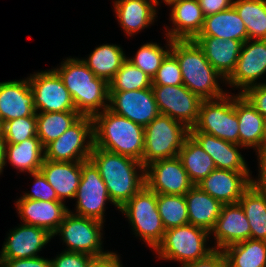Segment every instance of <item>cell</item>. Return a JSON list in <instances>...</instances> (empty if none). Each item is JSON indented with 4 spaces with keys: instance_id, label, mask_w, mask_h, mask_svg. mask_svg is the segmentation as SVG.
Here are the masks:
<instances>
[{
    "instance_id": "35",
    "label": "cell",
    "mask_w": 266,
    "mask_h": 267,
    "mask_svg": "<svg viewBox=\"0 0 266 267\" xmlns=\"http://www.w3.org/2000/svg\"><path fill=\"white\" fill-rule=\"evenodd\" d=\"M81 117L77 111L36 112L37 137L45 147L51 141L58 139Z\"/></svg>"
},
{
    "instance_id": "21",
    "label": "cell",
    "mask_w": 266,
    "mask_h": 267,
    "mask_svg": "<svg viewBox=\"0 0 266 267\" xmlns=\"http://www.w3.org/2000/svg\"><path fill=\"white\" fill-rule=\"evenodd\" d=\"M166 5L171 7L169 18L173 25L165 27V35L171 40H194L205 18L198 0H172Z\"/></svg>"
},
{
    "instance_id": "24",
    "label": "cell",
    "mask_w": 266,
    "mask_h": 267,
    "mask_svg": "<svg viewBox=\"0 0 266 267\" xmlns=\"http://www.w3.org/2000/svg\"><path fill=\"white\" fill-rule=\"evenodd\" d=\"M189 134L202 149L213 159L217 169L236 172H251L240 150L243 146L230 143L216 136L198 130H189Z\"/></svg>"
},
{
    "instance_id": "36",
    "label": "cell",
    "mask_w": 266,
    "mask_h": 267,
    "mask_svg": "<svg viewBox=\"0 0 266 267\" xmlns=\"http://www.w3.org/2000/svg\"><path fill=\"white\" fill-rule=\"evenodd\" d=\"M233 7L245 23L248 39L266 40V0H233Z\"/></svg>"
},
{
    "instance_id": "23",
    "label": "cell",
    "mask_w": 266,
    "mask_h": 267,
    "mask_svg": "<svg viewBox=\"0 0 266 267\" xmlns=\"http://www.w3.org/2000/svg\"><path fill=\"white\" fill-rule=\"evenodd\" d=\"M235 110L239 122V145L262 151L266 142V120L242 94L235 95Z\"/></svg>"
},
{
    "instance_id": "54",
    "label": "cell",
    "mask_w": 266,
    "mask_h": 267,
    "mask_svg": "<svg viewBox=\"0 0 266 267\" xmlns=\"http://www.w3.org/2000/svg\"><path fill=\"white\" fill-rule=\"evenodd\" d=\"M264 151H266V142H265V145H264V148H263Z\"/></svg>"
},
{
    "instance_id": "28",
    "label": "cell",
    "mask_w": 266,
    "mask_h": 267,
    "mask_svg": "<svg viewBox=\"0 0 266 267\" xmlns=\"http://www.w3.org/2000/svg\"><path fill=\"white\" fill-rule=\"evenodd\" d=\"M187 202L189 224L211 232L216 225L223 204L193 185L184 195Z\"/></svg>"
},
{
    "instance_id": "38",
    "label": "cell",
    "mask_w": 266,
    "mask_h": 267,
    "mask_svg": "<svg viewBox=\"0 0 266 267\" xmlns=\"http://www.w3.org/2000/svg\"><path fill=\"white\" fill-rule=\"evenodd\" d=\"M165 38L167 39V44L164 46L166 49L156 42H147L141 45L132 58L127 57V59L152 79L163 59L171 50L172 40L168 36H165Z\"/></svg>"
},
{
    "instance_id": "12",
    "label": "cell",
    "mask_w": 266,
    "mask_h": 267,
    "mask_svg": "<svg viewBox=\"0 0 266 267\" xmlns=\"http://www.w3.org/2000/svg\"><path fill=\"white\" fill-rule=\"evenodd\" d=\"M36 112L76 111L72 97L54 69L28 76Z\"/></svg>"
},
{
    "instance_id": "47",
    "label": "cell",
    "mask_w": 266,
    "mask_h": 267,
    "mask_svg": "<svg viewBox=\"0 0 266 267\" xmlns=\"http://www.w3.org/2000/svg\"><path fill=\"white\" fill-rule=\"evenodd\" d=\"M258 160V178H251V185L260 192L266 193V151L256 152ZM254 178V179H253Z\"/></svg>"
},
{
    "instance_id": "13",
    "label": "cell",
    "mask_w": 266,
    "mask_h": 267,
    "mask_svg": "<svg viewBox=\"0 0 266 267\" xmlns=\"http://www.w3.org/2000/svg\"><path fill=\"white\" fill-rule=\"evenodd\" d=\"M152 90L160 114L182 122L189 129L196 124L202 100L186 86H152Z\"/></svg>"
},
{
    "instance_id": "41",
    "label": "cell",
    "mask_w": 266,
    "mask_h": 267,
    "mask_svg": "<svg viewBox=\"0 0 266 267\" xmlns=\"http://www.w3.org/2000/svg\"><path fill=\"white\" fill-rule=\"evenodd\" d=\"M183 84L177 58L169 52L152 78V86H176Z\"/></svg>"
},
{
    "instance_id": "27",
    "label": "cell",
    "mask_w": 266,
    "mask_h": 267,
    "mask_svg": "<svg viewBox=\"0 0 266 267\" xmlns=\"http://www.w3.org/2000/svg\"><path fill=\"white\" fill-rule=\"evenodd\" d=\"M40 171L55 189L60 201L75 199L81 180V162H60L44 160Z\"/></svg>"
},
{
    "instance_id": "40",
    "label": "cell",
    "mask_w": 266,
    "mask_h": 267,
    "mask_svg": "<svg viewBox=\"0 0 266 267\" xmlns=\"http://www.w3.org/2000/svg\"><path fill=\"white\" fill-rule=\"evenodd\" d=\"M36 136V116H27L4 122L3 137L6 144H18Z\"/></svg>"
},
{
    "instance_id": "37",
    "label": "cell",
    "mask_w": 266,
    "mask_h": 267,
    "mask_svg": "<svg viewBox=\"0 0 266 267\" xmlns=\"http://www.w3.org/2000/svg\"><path fill=\"white\" fill-rule=\"evenodd\" d=\"M157 209L165 230L189 223L184 195L157 194Z\"/></svg>"
},
{
    "instance_id": "29",
    "label": "cell",
    "mask_w": 266,
    "mask_h": 267,
    "mask_svg": "<svg viewBox=\"0 0 266 267\" xmlns=\"http://www.w3.org/2000/svg\"><path fill=\"white\" fill-rule=\"evenodd\" d=\"M198 36L218 37L223 40L233 39L243 43L249 40L245 23L233 6L206 16Z\"/></svg>"
},
{
    "instance_id": "53",
    "label": "cell",
    "mask_w": 266,
    "mask_h": 267,
    "mask_svg": "<svg viewBox=\"0 0 266 267\" xmlns=\"http://www.w3.org/2000/svg\"><path fill=\"white\" fill-rule=\"evenodd\" d=\"M170 1H172V0H162V2L165 3V5Z\"/></svg>"
},
{
    "instance_id": "42",
    "label": "cell",
    "mask_w": 266,
    "mask_h": 267,
    "mask_svg": "<svg viewBox=\"0 0 266 267\" xmlns=\"http://www.w3.org/2000/svg\"><path fill=\"white\" fill-rule=\"evenodd\" d=\"M34 178L32 192H23L22 198H28L33 200L55 201L59 200L55 189L48 183L46 177L41 171L30 173Z\"/></svg>"
},
{
    "instance_id": "4",
    "label": "cell",
    "mask_w": 266,
    "mask_h": 267,
    "mask_svg": "<svg viewBox=\"0 0 266 267\" xmlns=\"http://www.w3.org/2000/svg\"><path fill=\"white\" fill-rule=\"evenodd\" d=\"M94 147L142 161L144 127L108 108L93 117Z\"/></svg>"
},
{
    "instance_id": "52",
    "label": "cell",
    "mask_w": 266,
    "mask_h": 267,
    "mask_svg": "<svg viewBox=\"0 0 266 267\" xmlns=\"http://www.w3.org/2000/svg\"><path fill=\"white\" fill-rule=\"evenodd\" d=\"M155 3H157L158 5H160V3H162V0L161 2L159 0H153Z\"/></svg>"
},
{
    "instance_id": "51",
    "label": "cell",
    "mask_w": 266,
    "mask_h": 267,
    "mask_svg": "<svg viewBox=\"0 0 266 267\" xmlns=\"http://www.w3.org/2000/svg\"><path fill=\"white\" fill-rule=\"evenodd\" d=\"M3 126H4V123L2 119L0 118V133H3Z\"/></svg>"
},
{
    "instance_id": "46",
    "label": "cell",
    "mask_w": 266,
    "mask_h": 267,
    "mask_svg": "<svg viewBox=\"0 0 266 267\" xmlns=\"http://www.w3.org/2000/svg\"><path fill=\"white\" fill-rule=\"evenodd\" d=\"M2 267H51V260L44 257L27 259H0Z\"/></svg>"
},
{
    "instance_id": "50",
    "label": "cell",
    "mask_w": 266,
    "mask_h": 267,
    "mask_svg": "<svg viewBox=\"0 0 266 267\" xmlns=\"http://www.w3.org/2000/svg\"><path fill=\"white\" fill-rule=\"evenodd\" d=\"M5 146H6V141L3 137V133H0V175L2 174L4 169Z\"/></svg>"
},
{
    "instance_id": "11",
    "label": "cell",
    "mask_w": 266,
    "mask_h": 267,
    "mask_svg": "<svg viewBox=\"0 0 266 267\" xmlns=\"http://www.w3.org/2000/svg\"><path fill=\"white\" fill-rule=\"evenodd\" d=\"M75 215L105 222L106 204L110 202L107 187L100 176L99 169L89 159L81 162V180L76 192ZM107 202V203H106Z\"/></svg>"
},
{
    "instance_id": "3",
    "label": "cell",
    "mask_w": 266,
    "mask_h": 267,
    "mask_svg": "<svg viewBox=\"0 0 266 267\" xmlns=\"http://www.w3.org/2000/svg\"><path fill=\"white\" fill-rule=\"evenodd\" d=\"M170 52L178 60L183 85L201 100L218 99L229 93L219 84H226V78L214 69L196 41L172 40Z\"/></svg>"
},
{
    "instance_id": "45",
    "label": "cell",
    "mask_w": 266,
    "mask_h": 267,
    "mask_svg": "<svg viewBox=\"0 0 266 267\" xmlns=\"http://www.w3.org/2000/svg\"><path fill=\"white\" fill-rule=\"evenodd\" d=\"M180 267H228V262L224 252L215 249L205 258L180 265Z\"/></svg>"
},
{
    "instance_id": "14",
    "label": "cell",
    "mask_w": 266,
    "mask_h": 267,
    "mask_svg": "<svg viewBox=\"0 0 266 267\" xmlns=\"http://www.w3.org/2000/svg\"><path fill=\"white\" fill-rule=\"evenodd\" d=\"M108 109L143 127L160 115L152 87L133 91H109Z\"/></svg>"
},
{
    "instance_id": "1",
    "label": "cell",
    "mask_w": 266,
    "mask_h": 267,
    "mask_svg": "<svg viewBox=\"0 0 266 267\" xmlns=\"http://www.w3.org/2000/svg\"><path fill=\"white\" fill-rule=\"evenodd\" d=\"M53 69L68 89L81 116L93 118L109 107V83L97 77L80 58L70 56Z\"/></svg>"
},
{
    "instance_id": "26",
    "label": "cell",
    "mask_w": 266,
    "mask_h": 267,
    "mask_svg": "<svg viewBox=\"0 0 266 267\" xmlns=\"http://www.w3.org/2000/svg\"><path fill=\"white\" fill-rule=\"evenodd\" d=\"M194 41L203 49L214 69L227 79L236 67L243 42L211 36H197Z\"/></svg>"
},
{
    "instance_id": "30",
    "label": "cell",
    "mask_w": 266,
    "mask_h": 267,
    "mask_svg": "<svg viewBox=\"0 0 266 267\" xmlns=\"http://www.w3.org/2000/svg\"><path fill=\"white\" fill-rule=\"evenodd\" d=\"M44 160V146L37 136L18 144H6L5 146L4 167L9 162L19 172L30 174L40 171Z\"/></svg>"
},
{
    "instance_id": "49",
    "label": "cell",
    "mask_w": 266,
    "mask_h": 267,
    "mask_svg": "<svg viewBox=\"0 0 266 267\" xmlns=\"http://www.w3.org/2000/svg\"><path fill=\"white\" fill-rule=\"evenodd\" d=\"M91 267H123L120 255L115 253L108 259L97 260Z\"/></svg>"
},
{
    "instance_id": "17",
    "label": "cell",
    "mask_w": 266,
    "mask_h": 267,
    "mask_svg": "<svg viewBox=\"0 0 266 267\" xmlns=\"http://www.w3.org/2000/svg\"><path fill=\"white\" fill-rule=\"evenodd\" d=\"M52 239L46 229L20 224L10 229L0 251V259H27L38 257Z\"/></svg>"
},
{
    "instance_id": "16",
    "label": "cell",
    "mask_w": 266,
    "mask_h": 267,
    "mask_svg": "<svg viewBox=\"0 0 266 267\" xmlns=\"http://www.w3.org/2000/svg\"><path fill=\"white\" fill-rule=\"evenodd\" d=\"M145 185L157 194L185 195L194 184L177 156L157 160L147 165Z\"/></svg>"
},
{
    "instance_id": "9",
    "label": "cell",
    "mask_w": 266,
    "mask_h": 267,
    "mask_svg": "<svg viewBox=\"0 0 266 267\" xmlns=\"http://www.w3.org/2000/svg\"><path fill=\"white\" fill-rule=\"evenodd\" d=\"M189 130L216 136L239 145V122L235 110V95L212 100H202L196 124Z\"/></svg>"
},
{
    "instance_id": "43",
    "label": "cell",
    "mask_w": 266,
    "mask_h": 267,
    "mask_svg": "<svg viewBox=\"0 0 266 267\" xmlns=\"http://www.w3.org/2000/svg\"><path fill=\"white\" fill-rule=\"evenodd\" d=\"M96 261L91 255L63 250L51 259V267H91Z\"/></svg>"
},
{
    "instance_id": "19",
    "label": "cell",
    "mask_w": 266,
    "mask_h": 267,
    "mask_svg": "<svg viewBox=\"0 0 266 267\" xmlns=\"http://www.w3.org/2000/svg\"><path fill=\"white\" fill-rule=\"evenodd\" d=\"M252 172L214 169L197 185L222 204H236L251 185Z\"/></svg>"
},
{
    "instance_id": "32",
    "label": "cell",
    "mask_w": 266,
    "mask_h": 267,
    "mask_svg": "<svg viewBox=\"0 0 266 267\" xmlns=\"http://www.w3.org/2000/svg\"><path fill=\"white\" fill-rule=\"evenodd\" d=\"M178 157L194 185H197L216 169L213 159L190 134L185 138Z\"/></svg>"
},
{
    "instance_id": "34",
    "label": "cell",
    "mask_w": 266,
    "mask_h": 267,
    "mask_svg": "<svg viewBox=\"0 0 266 267\" xmlns=\"http://www.w3.org/2000/svg\"><path fill=\"white\" fill-rule=\"evenodd\" d=\"M228 267H266V241L248 239L222 250Z\"/></svg>"
},
{
    "instance_id": "2",
    "label": "cell",
    "mask_w": 266,
    "mask_h": 267,
    "mask_svg": "<svg viewBox=\"0 0 266 267\" xmlns=\"http://www.w3.org/2000/svg\"><path fill=\"white\" fill-rule=\"evenodd\" d=\"M90 160L99 169L118 210L145 185V167L134 158L93 146Z\"/></svg>"
},
{
    "instance_id": "5",
    "label": "cell",
    "mask_w": 266,
    "mask_h": 267,
    "mask_svg": "<svg viewBox=\"0 0 266 267\" xmlns=\"http://www.w3.org/2000/svg\"><path fill=\"white\" fill-rule=\"evenodd\" d=\"M210 236L207 230L188 223L166 230L162 242L153 251L159 260L183 265L203 259L215 250L206 246Z\"/></svg>"
},
{
    "instance_id": "22",
    "label": "cell",
    "mask_w": 266,
    "mask_h": 267,
    "mask_svg": "<svg viewBox=\"0 0 266 267\" xmlns=\"http://www.w3.org/2000/svg\"><path fill=\"white\" fill-rule=\"evenodd\" d=\"M27 116H36L28 77L0 82V118L3 123Z\"/></svg>"
},
{
    "instance_id": "44",
    "label": "cell",
    "mask_w": 266,
    "mask_h": 267,
    "mask_svg": "<svg viewBox=\"0 0 266 267\" xmlns=\"http://www.w3.org/2000/svg\"><path fill=\"white\" fill-rule=\"evenodd\" d=\"M242 94L266 120V82L250 86Z\"/></svg>"
},
{
    "instance_id": "15",
    "label": "cell",
    "mask_w": 266,
    "mask_h": 267,
    "mask_svg": "<svg viewBox=\"0 0 266 267\" xmlns=\"http://www.w3.org/2000/svg\"><path fill=\"white\" fill-rule=\"evenodd\" d=\"M266 73V40L249 39L242 45L236 67L226 79V85L240 89L243 93L248 87L264 84L258 81ZM258 81V82H257Z\"/></svg>"
},
{
    "instance_id": "6",
    "label": "cell",
    "mask_w": 266,
    "mask_h": 267,
    "mask_svg": "<svg viewBox=\"0 0 266 267\" xmlns=\"http://www.w3.org/2000/svg\"><path fill=\"white\" fill-rule=\"evenodd\" d=\"M119 211L129 221L133 234L155 250L166 231L157 209V193L144 185Z\"/></svg>"
},
{
    "instance_id": "39",
    "label": "cell",
    "mask_w": 266,
    "mask_h": 267,
    "mask_svg": "<svg viewBox=\"0 0 266 267\" xmlns=\"http://www.w3.org/2000/svg\"><path fill=\"white\" fill-rule=\"evenodd\" d=\"M152 87V79L128 59L109 82V91H133Z\"/></svg>"
},
{
    "instance_id": "25",
    "label": "cell",
    "mask_w": 266,
    "mask_h": 267,
    "mask_svg": "<svg viewBox=\"0 0 266 267\" xmlns=\"http://www.w3.org/2000/svg\"><path fill=\"white\" fill-rule=\"evenodd\" d=\"M113 4L118 24L130 37L154 24L158 17V4L153 0H114Z\"/></svg>"
},
{
    "instance_id": "48",
    "label": "cell",
    "mask_w": 266,
    "mask_h": 267,
    "mask_svg": "<svg viewBox=\"0 0 266 267\" xmlns=\"http://www.w3.org/2000/svg\"><path fill=\"white\" fill-rule=\"evenodd\" d=\"M204 17L227 10L233 6V0H198Z\"/></svg>"
},
{
    "instance_id": "31",
    "label": "cell",
    "mask_w": 266,
    "mask_h": 267,
    "mask_svg": "<svg viewBox=\"0 0 266 267\" xmlns=\"http://www.w3.org/2000/svg\"><path fill=\"white\" fill-rule=\"evenodd\" d=\"M126 59L127 56L120 45L108 43L94 48L86 59L81 58L97 77L105 79L108 83Z\"/></svg>"
},
{
    "instance_id": "7",
    "label": "cell",
    "mask_w": 266,
    "mask_h": 267,
    "mask_svg": "<svg viewBox=\"0 0 266 267\" xmlns=\"http://www.w3.org/2000/svg\"><path fill=\"white\" fill-rule=\"evenodd\" d=\"M103 224L99 220L78 216L69 211L52 238L61 236L60 240L66 244L64 251L84 253L97 260L108 259L116 252L103 250Z\"/></svg>"
},
{
    "instance_id": "18",
    "label": "cell",
    "mask_w": 266,
    "mask_h": 267,
    "mask_svg": "<svg viewBox=\"0 0 266 267\" xmlns=\"http://www.w3.org/2000/svg\"><path fill=\"white\" fill-rule=\"evenodd\" d=\"M15 207L21 223L46 229L53 234L69 212L63 201H44L28 198L16 199Z\"/></svg>"
},
{
    "instance_id": "33",
    "label": "cell",
    "mask_w": 266,
    "mask_h": 267,
    "mask_svg": "<svg viewBox=\"0 0 266 267\" xmlns=\"http://www.w3.org/2000/svg\"><path fill=\"white\" fill-rule=\"evenodd\" d=\"M238 203L249 221L251 239L266 241V193L250 185L243 192Z\"/></svg>"
},
{
    "instance_id": "8",
    "label": "cell",
    "mask_w": 266,
    "mask_h": 267,
    "mask_svg": "<svg viewBox=\"0 0 266 267\" xmlns=\"http://www.w3.org/2000/svg\"><path fill=\"white\" fill-rule=\"evenodd\" d=\"M189 135V128L182 122L160 114L144 127V151L142 165L151 162L177 157Z\"/></svg>"
},
{
    "instance_id": "20",
    "label": "cell",
    "mask_w": 266,
    "mask_h": 267,
    "mask_svg": "<svg viewBox=\"0 0 266 267\" xmlns=\"http://www.w3.org/2000/svg\"><path fill=\"white\" fill-rule=\"evenodd\" d=\"M210 235L214 237V249L226 247L251 238L249 221L239 203L223 204L219 217Z\"/></svg>"
},
{
    "instance_id": "10",
    "label": "cell",
    "mask_w": 266,
    "mask_h": 267,
    "mask_svg": "<svg viewBox=\"0 0 266 267\" xmlns=\"http://www.w3.org/2000/svg\"><path fill=\"white\" fill-rule=\"evenodd\" d=\"M93 146V118L82 116L58 139L44 147L45 160L84 162L90 159Z\"/></svg>"
}]
</instances>
